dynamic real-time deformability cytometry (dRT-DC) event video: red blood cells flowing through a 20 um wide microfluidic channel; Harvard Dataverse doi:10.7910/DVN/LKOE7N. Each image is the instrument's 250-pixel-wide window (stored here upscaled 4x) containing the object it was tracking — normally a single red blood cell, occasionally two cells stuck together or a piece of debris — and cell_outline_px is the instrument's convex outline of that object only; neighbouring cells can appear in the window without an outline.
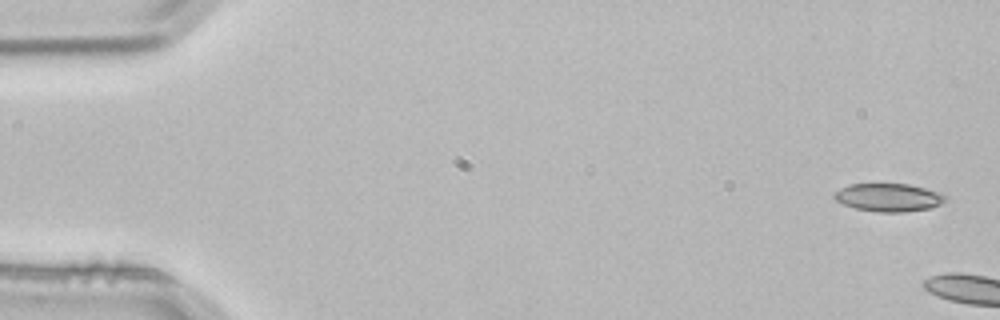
{"species": "common noctule bat (a hibernating species)", "species_latin": "Nyctalus noctula", "temperature_condition": "room temperature", "stored_images_in_passage": 3, "camera_frame_rate_fps": 3000, "um_per_image_px": 0.085, "animal": {"sex": "male", "body_mass_g": 21.5, "forearm_length_mm": 52.0}, "frame": {"image": 1, "passage_image": 1, "time_ms": 0.0, "image_size_px": [1000, 320], "cell_outline_px": [[948, 200], [932, 208], [904, 212], [876, 212], [856, 208], [844, 204], [836, 200], [832, 196], [840, 188], [848, 184], [908, 184], [924, 188], [936, 192], [944, 196]], "centroid_in_image_um": [75.51, 16.79], "position_along_channel_um": 9.5, "area_um2": 18.03}}